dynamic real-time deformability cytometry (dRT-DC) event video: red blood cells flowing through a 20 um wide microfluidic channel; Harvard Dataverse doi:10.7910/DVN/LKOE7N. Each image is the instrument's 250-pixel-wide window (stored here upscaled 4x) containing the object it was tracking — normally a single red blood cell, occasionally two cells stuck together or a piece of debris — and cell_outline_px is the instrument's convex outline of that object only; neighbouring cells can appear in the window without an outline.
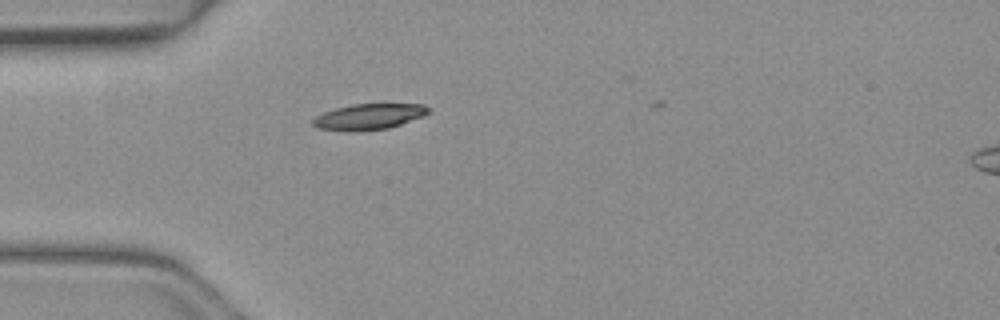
{"species": "common noctule bat (a hibernating species)", "species_latin": "Nyctalus noctula", "temperature_condition": "warm", "stored_images_in_passage": 28, "camera_frame_rate_fps": 3000, "um_per_image_px": 0.085, "animal": {"sex": "female", "body_mass_g": 19.3, "forearm_length_mm": 54.1}, "frame": {"image": 1, "passage_image": 1, "time_ms": 0.0, "image_size_px": [1000, 320], "cell_outline_px": [[432, 108], [424, 116], [388, 128], [352, 132], [316, 128], [312, 124], [312, 120], [316, 116], [324, 112], [336, 108], [352, 104], [424, 104]], "centroid_in_image_um": [31.35, 9.92], "position_along_channel_um": 53.7, "area_um2": 17.46}}
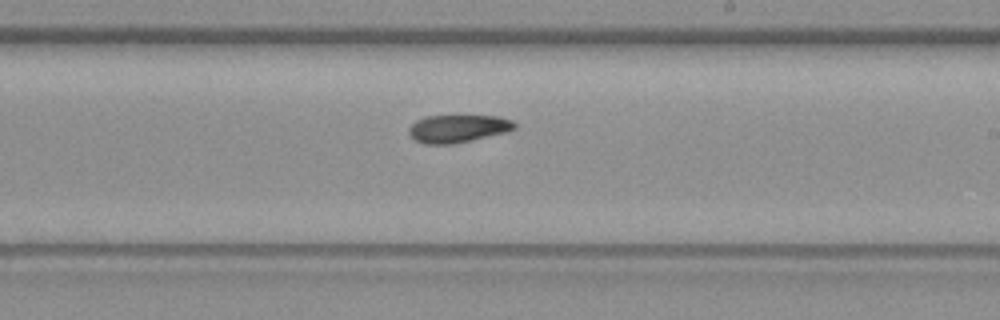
{"frame": {"image": 2, "passage_image": 16, "time_ms": 5.0, "image_size_px": [1000, 320], "cell_outline_px": [[516, 128], [508, 132], [452, 144], [424, 144], [416, 140], [408, 132], [408, 128], [416, 120], [424, 116], [500, 116], [512, 120], [516, 124]], "centroid_in_image_um": [38.94, 10.92], "position_along_channel_um": 250.1, "area_um2": 17.11}}
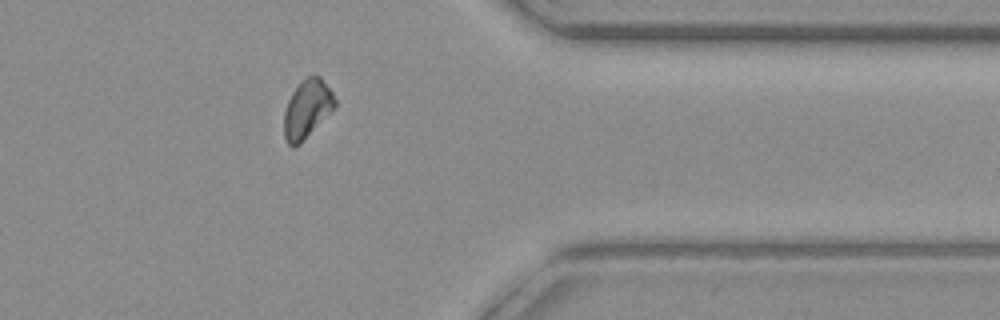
{"frame": {"image": 3, "passage_image": 27, "time_ms": 8.667, "image_size_px": [1000, 320], "cell_outline_px": [[336, 104], [300, 144], [292, 148], [288, 144], [284, 136], [284, 112], [288, 100], [292, 92], [308, 76], [320, 76], [332, 92], [336, 100]], "centroid_in_image_um": [26.07, 9.28], "position_along_channel_um": 385.3, "area_um2": 16.76}}